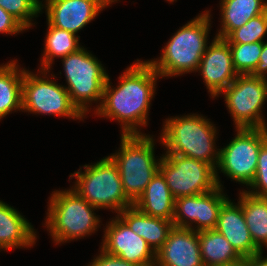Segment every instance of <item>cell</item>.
Listing matches in <instances>:
<instances>
[{"label":"cell","instance_id":"cell-15","mask_svg":"<svg viewBox=\"0 0 267 266\" xmlns=\"http://www.w3.org/2000/svg\"><path fill=\"white\" fill-rule=\"evenodd\" d=\"M197 71H201L212 98L220 95L239 75L233 65L229 43L215 37L210 46H207Z\"/></svg>","mask_w":267,"mask_h":266},{"label":"cell","instance_id":"cell-28","mask_svg":"<svg viewBox=\"0 0 267 266\" xmlns=\"http://www.w3.org/2000/svg\"><path fill=\"white\" fill-rule=\"evenodd\" d=\"M0 7L15 17L27 30L33 26L32 18L41 12L37 0H0Z\"/></svg>","mask_w":267,"mask_h":266},{"label":"cell","instance_id":"cell-12","mask_svg":"<svg viewBox=\"0 0 267 266\" xmlns=\"http://www.w3.org/2000/svg\"><path fill=\"white\" fill-rule=\"evenodd\" d=\"M222 192V187L218 186L210 192L175 199L174 227L195 231L215 229L220 208L229 199ZM193 223L197 224L195 228Z\"/></svg>","mask_w":267,"mask_h":266},{"label":"cell","instance_id":"cell-13","mask_svg":"<svg viewBox=\"0 0 267 266\" xmlns=\"http://www.w3.org/2000/svg\"><path fill=\"white\" fill-rule=\"evenodd\" d=\"M104 229L101 249L139 266H154L156 252L117 215Z\"/></svg>","mask_w":267,"mask_h":266},{"label":"cell","instance_id":"cell-29","mask_svg":"<svg viewBox=\"0 0 267 266\" xmlns=\"http://www.w3.org/2000/svg\"><path fill=\"white\" fill-rule=\"evenodd\" d=\"M249 187H251L249 191L245 190L249 194L257 197H267V140L260 148L255 178Z\"/></svg>","mask_w":267,"mask_h":266},{"label":"cell","instance_id":"cell-7","mask_svg":"<svg viewBox=\"0 0 267 266\" xmlns=\"http://www.w3.org/2000/svg\"><path fill=\"white\" fill-rule=\"evenodd\" d=\"M61 61H63L68 85L65 88L71 102L86 116L89 105L93 101L97 103L99 101L100 104L96 106V111L101 106L104 85L109 76L101 62L83 47L65 56Z\"/></svg>","mask_w":267,"mask_h":266},{"label":"cell","instance_id":"cell-31","mask_svg":"<svg viewBox=\"0 0 267 266\" xmlns=\"http://www.w3.org/2000/svg\"><path fill=\"white\" fill-rule=\"evenodd\" d=\"M95 258L93 259V262L87 266H139L135 263L125 261L120 257L110 255L103 249H101V253Z\"/></svg>","mask_w":267,"mask_h":266},{"label":"cell","instance_id":"cell-27","mask_svg":"<svg viewBox=\"0 0 267 266\" xmlns=\"http://www.w3.org/2000/svg\"><path fill=\"white\" fill-rule=\"evenodd\" d=\"M266 33L267 21L263 13L250 19L242 27L234 30L225 40L229 44L264 42L263 38Z\"/></svg>","mask_w":267,"mask_h":266},{"label":"cell","instance_id":"cell-18","mask_svg":"<svg viewBox=\"0 0 267 266\" xmlns=\"http://www.w3.org/2000/svg\"><path fill=\"white\" fill-rule=\"evenodd\" d=\"M14 207L0 200V250L34 245L36 231Z\"/></svg>","mask_w":267,"mask_h":266},{"label":"cell","instance_id":"cell-10","mask_svg":"<svg viewBox=\"0 0 267 266\" xmlns=\"http://www.w3.org/2000/svg\"><path fill=\"white\" fill-rule=\"evenodd\" d=\"M160 158L159 172L175 199L210 192L218 187L216 169L212 165L172 153H165Z\"/></svg>","mask_w":267,"mask_h":266},{"label":"cell","instance_id":"cell-19","mask_svg":"<svg viewBox=\"0 0 267 266\" xmlns=\"http://www.w3.org/2000/svg\"><path fill=\"white\" fill-rule=\"evenodd\" d=\"M118 216L134 233L142 237L155 252L165 243L174 227L172 221L144 214L134 205L125 208L118 213Z\"/></svg>","mask_w":267,"mask_h":266},{"label":"cell","instance_id":"cell-16","mask_svg":"<svg viewBox=\"0 0 267 266\" xmlns=\"http://www.w3.org/2000/svg\"><path fill=\"white\" fill-rule=\"evenodd\" d=\"M154 266H204L198 231L173 227L165 243L156 251Z\"/></svg>","mask_w":267,"mask_h":266},{"label":"cell","instance_id":"cell-9","mask_svg":"<svg viewBox=\"0 0 267 266\" xmlns=\"http://www.w3.org/2000/svg\"><path fill=\"white\" fill-rule=\"evenodd\" d=\"M43 76L24 70L22 83V111L30 113L63 116L73 119L84 115L71 102L65 86L49 79V70H40ZM48 78V79H46Z\"/></svg>","mask_w":267,"mask_h":266},{"label":"cell","instance_id":"cell-3","mask_svg":"<svg viewBox=\"0 0 267 266\" xmlns=\"http://www.w3.org/2000/svg\"><path fill=\"white\" fill-rule=\"evenodd\" d=\"M163 126L160 142L166 147V153L194 158L216 169L220 153L215 148L217 131L206 117L199 114L170 117Z\"/></svg>","mask_w":267,"mask_h":266},{"label":"cell","instance_id":"cell-5","mask_svg":"<svg viewBox=\"0 0 267 266\" xmlns=\"http://www.w3.org/2000/svg\"><path fill=\"white\" fill-rule=\"evenodd\" d=\"M120 149L110 155L116 163L122 187L134 204L143 194L148 183L159 171L161 159H155L154 141L146 134H121Z\"/></svg>","mask_w":267,"mask_h":266},{"label":"cell","instance_id":"cell-30","mask_svg":"<svg viewBox=\"0 0 267 266\" xmlns=\"http://www.w3.org/2000/svg\"><path fill=\"white\" fill-rule=\"evenodd\" d=\"M27 30L15 17L0 7V33L18 34Z\"/></svg>","mask_w":267,"mask_h":266},{"label":"cell","instance_id":"cell-2","mask_svg":"<svg viewBox=\"0 0 267 266\" xmlns=\"http://www.w3.org/2000/svg\"><path fill=\"white\" fill-rule=\"evenodd\" d=\"M210 16L206 11L183 25L167 42L160 59L147 61L161 78L197 71L207 49Z\"/></svg>","mask_w":267,"mask_h":266},{"label":"cell","instance_id":"cell-32","mask_svg":"<svg viewBox=\"0 0 267 266\" xmlns=\"http://www.w3.org/2000/svg\"><path fill=\"white\" fill-rule=\"evenodd\" d=\"M266 73H267V42H263L262 52L260 54V60L254 71L251 73V75L267 79Z\"/></svg>","mask_w":267,"mask_h":266},{"label":"cell","instance_id":"cell-23","mask_svg":"<svg viewBox=\"0 0 267 266\" xmlns=\"http://www.w3.org/2000/svg\"><path fill=\"white\" fill-rule=\"evenodd\" d=\"M238 203L242 206L245 222L255 246L263 252L267 248V197H257L245 190L240 192Z\"/></svg>","mask_w":267,"mask_h":266},{"label":"cell","instance_id":"cell-22","mask_svg":"<svg viewBox=\"0 0 267 266\" xmlns=\"http://www.w3.org/2000/svg\"><path fill=\"white\" fill-rule=\"evenodd\" d=\"M264 0H221V29L215 37L226 39L250 19L263 14Z\"/></svg>","mask_w":267,"mask_h":266},{"label":"cell","instance_id":"cell-33","mask_svg":"<svg viewBox=\"0 0 267 266\" xmlns=\"http://www.w3.org/2000/svg\"><path fill=\"white\" fill-rule=\"evenodd\" d=\"M262 253L244 257L241 266H267V257H262Z\"/></svg>","mask_w":267,"mask_h":266},{"label":"cell","instance_id":"cell-6","mask_svg":"<svg viewBox=\"0 0 267 266\" xmlns=\"http://www.w3.org/2000/svg\"><path fill=\"white\" fill-rule=\"evenodd\" d=\"M84 172L75 171L70 178H76L73 189L97 209H112L120 213L133 203L124 193L119 169L110 156L93 165H84Z\"/></svg>","mask_w":267,"mask_h":266},{"label":"cell","instance_id":"cell-8","mask_svg":"<svg viewBox=\"0 0 267 266\" xmlns=\"http://www.w3.org/2000/svg\"><path fill=\"white\" fill-rule=\"evenodd\" d=\"M236 131L235 138L226 147L219 149L216 181L220 187L222 185L218 170L229 178L250 186L255 178L260 148L267 140V128H237Z\"/></svg>","mask_w":267,"mask_h":266},{"label":"cell","instance_id":"cell-1","mask_svg":"<svg viewBox=\"0 0 267 266\" xmlns=\"http://www.w3.org/2000/svg\"><path fill=\"white\" fill-rule=\"evenodd\" d=\"M158 78L160 75L147 61L137 59L120 75L116 88L111 87L108 76L101 106L95 114L121 122L122 135L142 134L138 127L148 124V111Z\"/></svg>","mask_w":267,"mask_h":266},{"label":"cell","instance_id":"cell-21","mask_svg":"<svg viewBox=\"0 0 267 266\" xmlns=\"http://www.w3.org/2000/svg\"><path fill=\"white\" fill-rule=\"evenodd\" d=\"M204 266H241L243 257L216 229L198 231Z\"/></svg>","mask_w":267,"mask_h":266},{"label":"cell","instance_id":"cell-14","mask_svg":"<svg viewBox=\"0 0 267 266\" xmlns=\"http://www.w3.org/2000/svg\"><path fill=\"white\" fill-rule=\"evenodd\" d=\"M47 21L57 28L76 34L91 20L95 19L99 11L109 4L119 0H45Z\"/></svg>","mask_w":267,"mask_h":266},{"label":"cell","instance_id":"cell-26","mask_svg":"<svg viewBox=\"0 0 267 266\" xmlns=\"http://www.w3.org/2000/svg\"><path fill=\"white\" fill-rule=\"evenodd\" d=\"M229 45L236 72L238 74H251L260 60L263 42Z\"/></svg>","mask_w":267,"mask_h":266},{"label":"cell","instance_id":"cell-25","mask_svg":"<svg viewBox=\"0 0 267 266\" xmlns=\"http://www.w3.org/2000/svg\"><path fill=\"white\" fill-rule=\"evenodd\" d=\"M47 24L48 32L45 37L44 54L40 70L51 69L54 57L64 58L82 48L79 45V36L52 26L49 22Z\"/></svg>","mask_w":267,"mask_h":266},{"label":"cell","instance_id":"cell-17","mask_svg":"<svg viewBox=\"0 0 267 266\" xmlns=\"http://www.w3.org/2000/svg\"><path fill=\"white\" fill-rule=\"evenodd\" d=\"M244 258L260 253L255 246L245 222L242 206L238 203L227 200L218 215V222L215 228Z\"/></svg>","mask_w":267,"mask_h":266},{"label":"cell","instance_id":"cell-11","mask_svg":"<svg viewBox=\"0 0 267 266\" xmlns=\"http://www.w3.org/2000/svg\"><path fill=\"white\" fill-rule=\"evenodd\" d=\"M226 107L237 128H267L262 106L267 99V80L251 74H239L222 92Z\"/></svg>","mask_w":267,"mask_h":266},{"label":"cell","instance_id":"cell-20","mask_svg":"<svg viewBox=\"0 0 267 266\" xmlns=\"http://www.w3.org/2000/svg\"><path fill=\"white\" fill-rule=\"evenodd\" d=\"M133 205L149 216L173 220L175 198L171 194L165 178L159 171Z\"/></svg>","mask_w":267,"mask_h":266},{"label":"cell","instance_id":"cell-34","mask_svg":"<svg viewBox=\"0 0 267 266\" xmlns=\"http://www.w3.org/2000/svg\"><path fill=\"white\" fill-rule=\"evenodd\" d=\"M264 15H265L266 21H267V2H266L265 7H264Z\"/></svg>","mask_w":267,"mask_h":266},{"label":"cell","instance_id":"cell-4","mask_svg":"<svg viewBox=\"0 0 267 266\" xmlns=\"http://www.w3.org/2000/svg\"><path fill=\"white\" fill-rule=\"evenodd\" d=\"M45 225L56 244L92 235L100 226L94 213L98 210L82 198L72 187L53 191L49 199Z\"/></svg>","mask_w":267,"mask_h":266},{"label":"cell","instance_id":"cell-24","mask_svg":"<svg viewBox=\"0 0 267 266\" xmlns=\"http://www.w3.org/2000/svg\"><path fill=\"white\" fill-rule=\"evenodd\" d=\"M16 62L12 60L0 66V120L13 110L22 111V83L25 69H19Z\"/></svg>","mask_w":267,"mask_h":266}]
</instances>
